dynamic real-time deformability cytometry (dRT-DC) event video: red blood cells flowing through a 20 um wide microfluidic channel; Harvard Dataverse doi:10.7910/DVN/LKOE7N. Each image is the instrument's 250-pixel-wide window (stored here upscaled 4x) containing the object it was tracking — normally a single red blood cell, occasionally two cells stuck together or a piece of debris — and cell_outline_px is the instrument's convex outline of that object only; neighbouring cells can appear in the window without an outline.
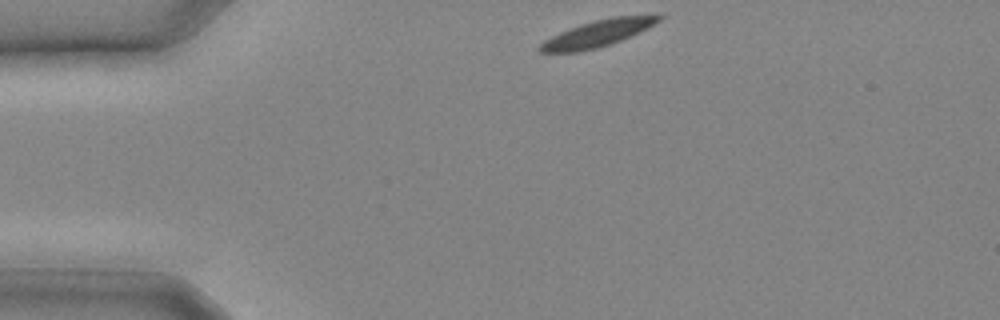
{"species": "common noctule bat (a hibernating species)", "species_latin": "Nyctalus noctula", "temperature_condition": "cold", "stored_images_in_passage": 16, "camera_frame_rate_fps": 3000, "um_per_image_px": 0.085, "animal": {"sex": "male", "body_mass_g": 20.4}, "frame": {"image": 1, "passage_image": 1, "time_ms": 0.0, "image_size_px": [1000, 320], "cell_outline_px": [[664, 16], [660, 20], [620, 40], [596, 48], [576, 52], [540, 52], [536, 48], [544, 40], [560, 32], [580, 24], [612, 16]], "centroid_in_image_um": [50.66, 2.86], "position_along_channel_um": 34.3, "area_um2": 17.63}}
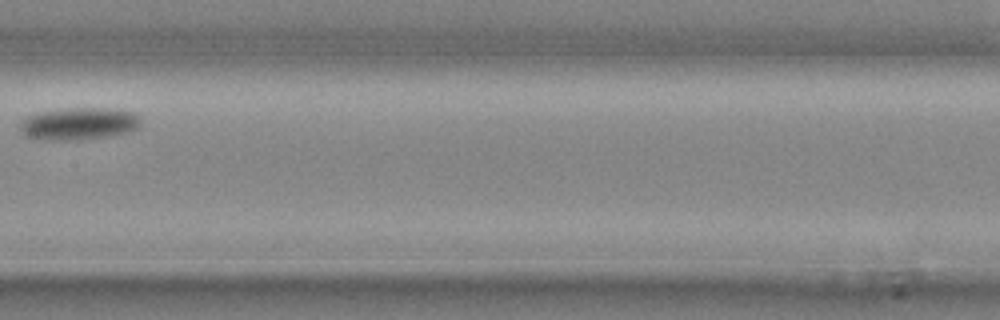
{"frame": {"image": 2, "passage_image": 10, "time_ms": 3.0, "image_size_px": [1000, 320], "cell_outline_px": [[140, 128], [128, 132], [112, 136], [76, 140], [44, 140], [24, 136], [20, 128], [20, 124], [28, 116], [40, 112], [72, 108], [104, 108], [132, 112], [140, 120]], "centroid_in_image_um": [6.71, 10.53], "position_along_channel_um": 200.7, "area_um2": 22.6}}
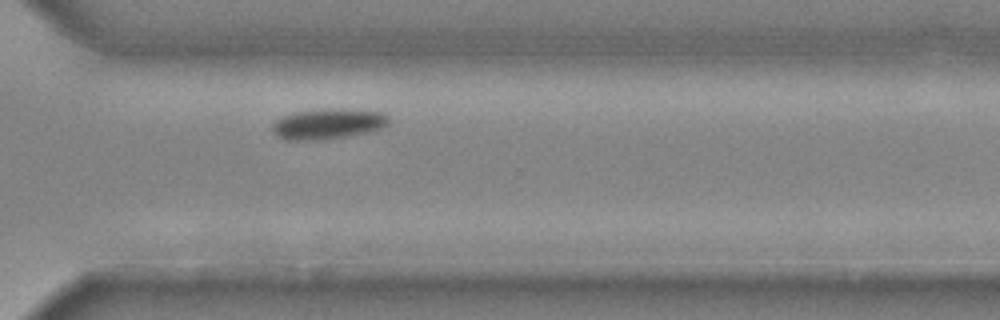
{"frame": {"image": 3, "passage_image": 16, "time_ms": 5.0, "image_size_px": [1000, 320], "cell_outline_px": [[388, 124], [380, 128], [368, 132], [324, 140], [284, 140], [276, 136], [272, 132], [272, 124], [276, 120], [284, 116], [296, 112], [324, 108], [340, 108], [380, 112], [388, 116]], "centroid_in_image_um": [27.83, 10.53], "position_along_channel_um": 342.8, "area_um2": 20.75}}